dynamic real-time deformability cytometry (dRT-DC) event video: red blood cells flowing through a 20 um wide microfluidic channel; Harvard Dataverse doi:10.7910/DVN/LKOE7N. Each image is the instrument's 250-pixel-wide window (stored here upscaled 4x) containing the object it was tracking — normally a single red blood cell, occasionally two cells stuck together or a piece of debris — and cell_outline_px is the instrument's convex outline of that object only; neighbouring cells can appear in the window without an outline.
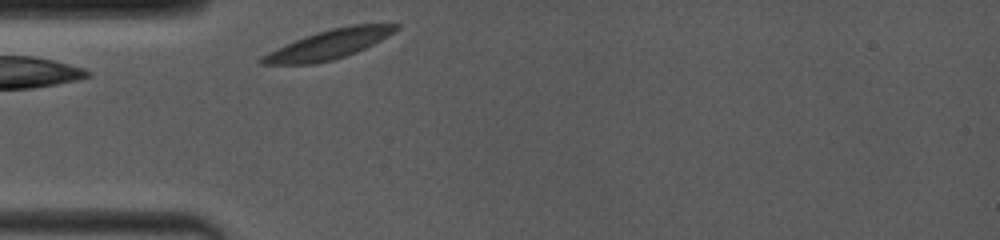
{"species": "common noctule bat (a hibernating species)", "species_latin": "Nyctalus noctula", "temperature_condition": "room temperature", "stored_images_in_passage": 14, "camera_frame_rate_fps": 4000, "um_per_image_px": 0.085, "animal": {"sex": "female", "body_mass_g": 19.0, "forearm_length_mm": 53.3}, "frame": {"image": 1, "passage_image": 1, "time_ms": 0.0, "image_size_px": [1000, 240], "cell_outline_px": [[400, 28], [380, 40], [356, 52], [332, 60], [316, 64], [260, 64], [256, 60], [260, 56], [268, 52], [304, 36], [316, 32], [332, 28], [352, 24], [400, 24]], "centroid_in_image_um": [27.9, 3.78], "position_along_channel_um": 57.1, "area_um2": 22.72}}
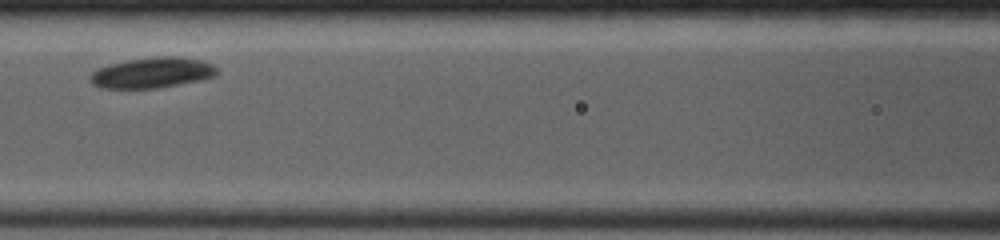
{"frame": {"image": 2, "passage_image": 8, "time_ms": 2.75, "image_size_px": [1000, 240], "cell_outline_px": [[220, 72], [216, 76], [200, 80], [160, 88], [100, 88], [92, 84], [88, 80], [88, 76], [96, 68], [108, 64], [128, 60], [156, 56], [176, 56], [200, 60], [212, 64]], "centroid_in_image_um": [12.9, 6.18], "position_along_channel_um": 153.7, "area_um2": 22.89}}
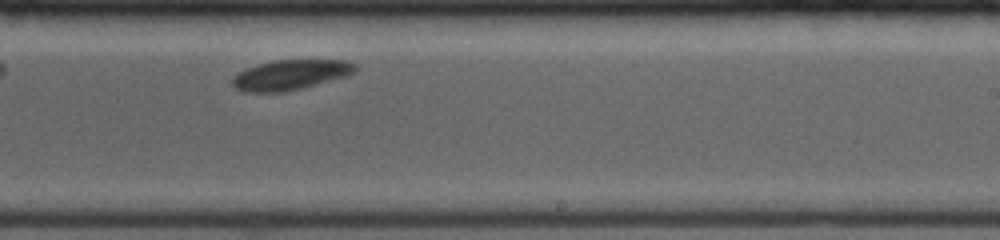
{"frame": {"image": 3, "passage_image": 13, "time_ms": 5.75, "image_size_px": [1000, 240], "cell_outline_px": [[356, 68], [352, 72], [344, 76], [300, 88], [284, 92], [244, 92], [236, 88], [232, 84], [232, 80], [240, 72], [248, 68], [260, 64], [276, 60], [348, 60], [356, 64]], "centroid_in_image_um": [24.68, 6.36], "position_along_channel_um": 264.3, "area_um2": 20.92}}